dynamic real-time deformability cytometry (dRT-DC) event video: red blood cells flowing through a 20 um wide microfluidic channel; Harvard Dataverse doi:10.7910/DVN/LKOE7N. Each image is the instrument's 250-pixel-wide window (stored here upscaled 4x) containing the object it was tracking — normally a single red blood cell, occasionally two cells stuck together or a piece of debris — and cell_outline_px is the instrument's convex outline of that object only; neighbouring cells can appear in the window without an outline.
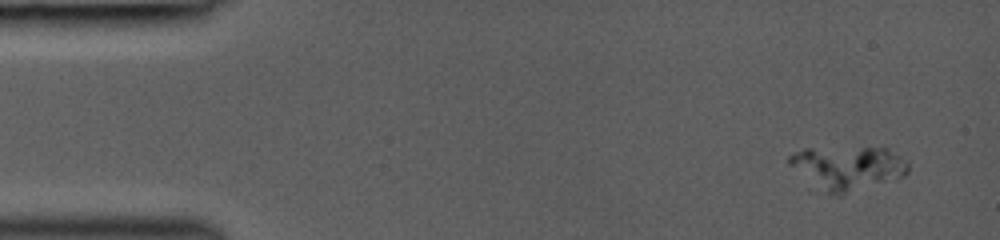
{"species": "common noctule bat (a hibernating species)", "species_latin": "Nyctalus noctula", "temperature_condition": "room temperature", "stored_images_in_passage": 4, "camera_frame_rate_fps": 3000, "um_per_image_px": 0.085, "animal": {"sex": "female", "body_mass_g": 19.0, "forearm_length_mm": 53.3}, "frame": {"image": 1, "passage_image": 1, "time_ms": 0.0, "image_size_px": [1000, 240], "cell_outline_px": [[908, 172], [904, 176], [840, 196], [836, 196], [828, 192], [788, 164], [788, 156], [804, 148], [888, 148], [900, 156], [908, 164]], "centroid_in_image_um": [72.11, 14.25], "position_along_channel_um": 12.9, "area_um2": 29.54}}
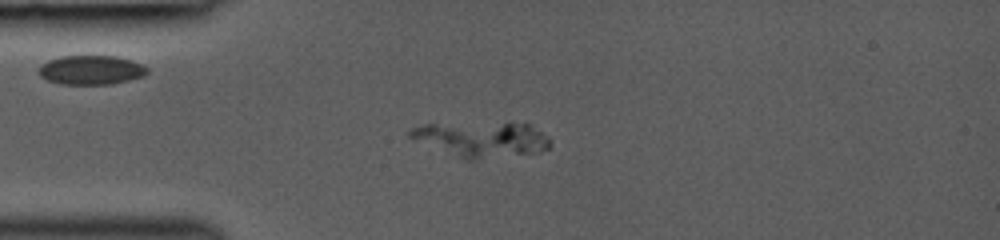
{"frame": {"image": 2, "passage_image": 4, "time_ms": 3.0, "image_size_px": [1000, 240], "cell_outline_px": [[552, 148], [540, 152], [476, 160], [464, 160], [412, 140], [408, 136], [408, 128], [424, 124], [528, 124], [548, 136], [552, 140]], "centroid_in_image_um": [40.92, 11.88], "position_along_channel_um": 44.1, "area_um2": 28.84}}